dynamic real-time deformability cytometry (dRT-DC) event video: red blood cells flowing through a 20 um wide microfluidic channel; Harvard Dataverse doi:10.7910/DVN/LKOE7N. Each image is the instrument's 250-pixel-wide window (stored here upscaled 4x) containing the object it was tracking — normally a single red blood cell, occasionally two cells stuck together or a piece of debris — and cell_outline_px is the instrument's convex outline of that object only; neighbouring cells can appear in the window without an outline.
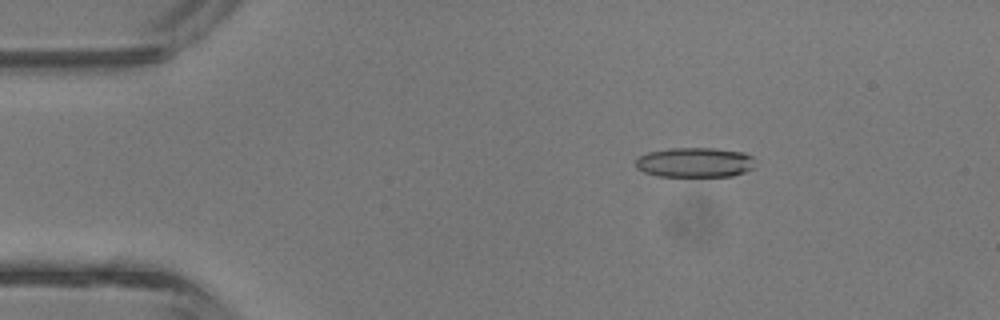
{"species": "common noctule bat (a hibernating species)", "species_latin": "Nyctalus noctula", "temperature_condition": "room temperature", "stored_images_in_passage": 42, "camera_frame_rate_fps": 3000, "um_per_image_px": 0.085, "animal": {"sex": "male", "body_mass_g": 13.3}, "frame": {"image": 1, "passage_image": 6, "time_ms": 1.667, "image_size_px": [1000, 320], "cell_outline_px": [[756, 160], [752, 168], [744, 172], [732, 176], [656, 176], [644, 172], [636, 168], [636, 156], [648, 152], [672, 148], [716, 148], [744, 152], [752, 156]], "centroid_in_image_um": [59.05, 13.8], "position_along_channel_um": 25.9, "area_um2": 20.98}}
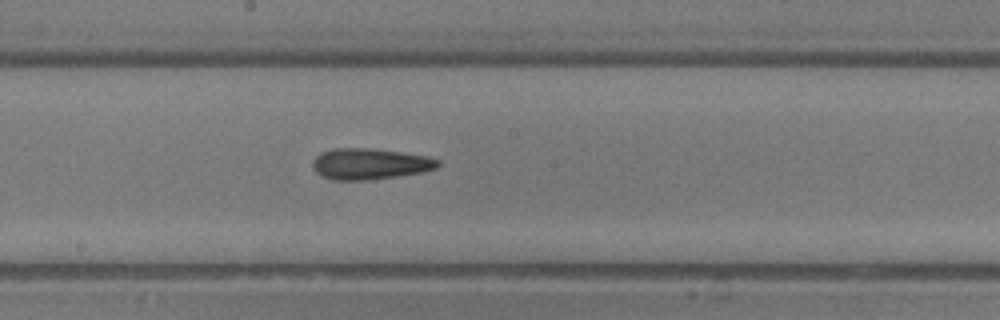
{"frame": {"image": 2, "passage_image": 22, "time_ms": 7.0, "image_size_px": [1000, 320], "cell_outline_px": [[440, 164], [436, 168], [420, 172], [396, 176], [364, 180], [332, 180], [320, 176], [312, 168], [312, 160], [320, 152], [332, 148], [372, 148], [428, 156], [440, 160]], "centroid_in_image_um": [31.38, 13.92], "position_along_channel_um": 216.8, "area_um2": 22.77}}
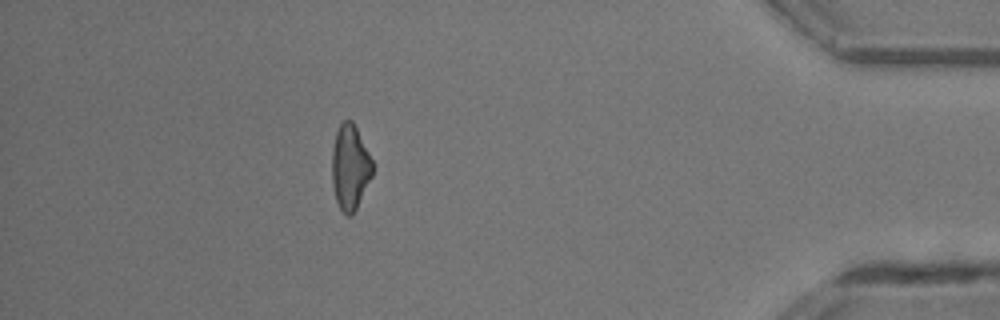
{"frame": {"image": 3, "passage_image": 37, "time_ms": 12.0, "image_size_px": [1000, 320], "cell_outline_px": [[372, 176], [352, 216], [348, 216], [340, 208], [336, 200], [332, 184], [332, 148], [336, 132], [340, 124], [344, 120], [352, 120], [372, 160]], "centroid_in_image_um": [29.74, 14.21], "position_along_channel_um": 405.5, "area_um2": 19.83}, "authors_computed_cell_mechanics": {"area_um2": 21.1548, "velocity_mm_per_s": 4.8042, "shape_relaxation_time_tau1_ms": 9.0705, "shape_relaxation_time_tau2_ms": 2.5145, "deformation_change_tau1": 0.2013, "deformation_change_tau2": 0.1264}}